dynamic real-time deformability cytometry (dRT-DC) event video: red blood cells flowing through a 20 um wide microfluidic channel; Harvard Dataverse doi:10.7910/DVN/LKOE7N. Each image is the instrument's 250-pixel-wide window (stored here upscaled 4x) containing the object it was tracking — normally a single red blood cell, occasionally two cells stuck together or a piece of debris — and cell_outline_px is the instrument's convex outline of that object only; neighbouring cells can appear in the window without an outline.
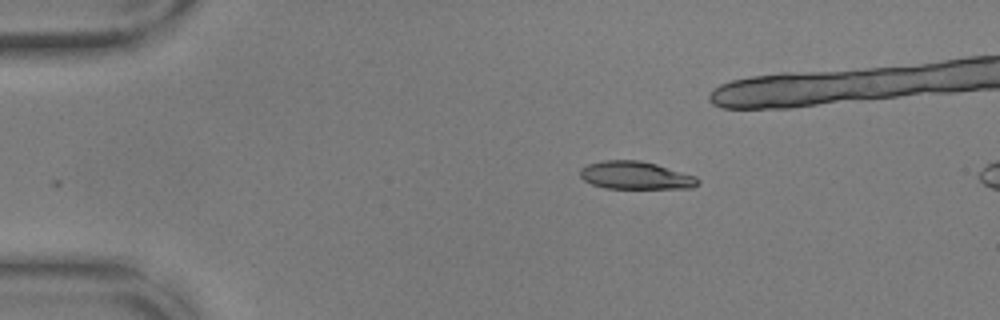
{"species": "common noctule bat (a hibernating species)", "species_latin": "Nyctalus noctula", "temperature_condition": "warm", "stored_images_in_passage": 6, "camera_frame_rate_fps": 3000, "um_per_image_px": 0.085, "animal": {"sex": "male", "body_mass_g": 17.9, "forearm_length_mm": 54.2}, "frame": {"image": 1, "passage_image": 1, "time_ms": 0.0, "image_size_px": [1000, 320], "cell_outline_px": [[700, 180], [692, 188], [604, 188], [592, 184], [584, 180], [580, 176], [580, 168], [588, 164], [604, 160], [640, 160], [656, 164], [696, 176]], "centroid_in_image_um": [54.0, 14.9], "position_along_channel_um": 31.0, "area_um2": 19.02}}